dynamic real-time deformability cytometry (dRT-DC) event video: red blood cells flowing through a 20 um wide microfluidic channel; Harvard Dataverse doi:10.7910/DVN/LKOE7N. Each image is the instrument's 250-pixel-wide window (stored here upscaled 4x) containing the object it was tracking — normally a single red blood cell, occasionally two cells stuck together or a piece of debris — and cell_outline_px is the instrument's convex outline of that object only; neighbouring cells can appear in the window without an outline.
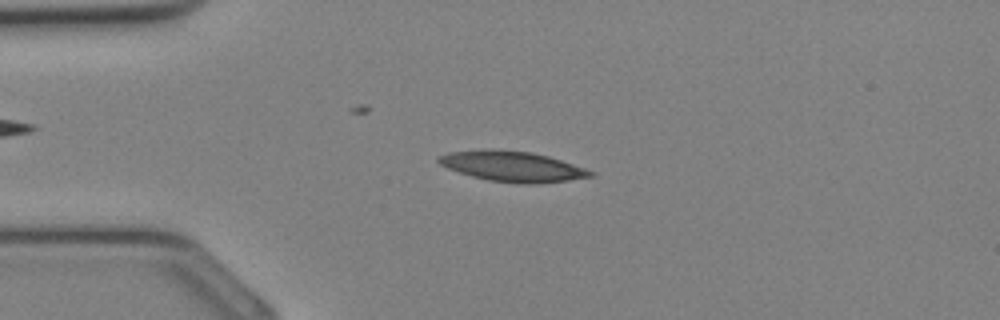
{"species": "Egyptian fruit bat (a non-hibernating species)", "species_latin": "Rousettus aegyptiacus", "temperature_condition": "cold", "stored_images_in_passage": 34, "camera_frame_rate_fps": 3000, "um_per_image_px": 0.085, "animal": {"sex": "female"}, "frame": {"image": 1, "passage_image": 8, "time_ms": 2.333, "image_size_px": [1000, 320], "cell_outline_px": [[596, 176], [568, 180], [536, 184], [524, 184], [488, 180], [472, 176], [448, 168], [440, 164], [436, 160], [436, 156], [448, 152], [488, 148], [492, 148], [532, 152], [548, 156], [596, 172]], "centroid_in_image_um": [43.53, 14.13], "position_along_channel_um": 41.5, "area_um2": 27.05}}
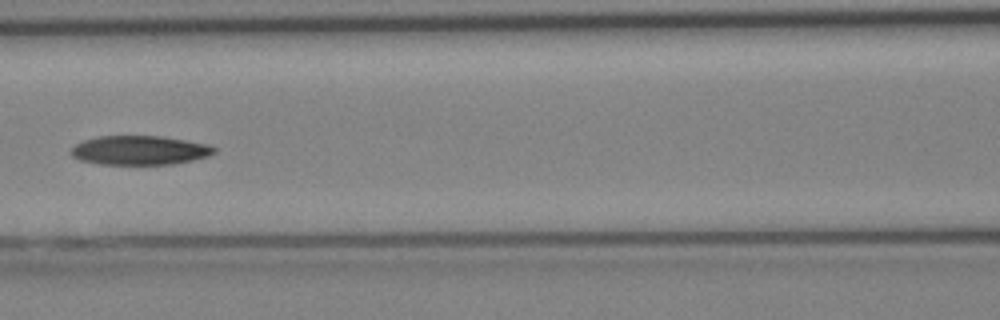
{"frame": {"image": 2, "passage_image": 15, "time_ms": 4.667, "image_size_px": [1000, 320], "cell_outline_px": [[216, 152], [208, 156], [192, 160], [172, 164], [100, 164], [80, 160], [72, 156], [72, 148], [76, 144], [84, 140], [100, 136], [160, 136], [208, 144], [216, 148]], "centroid_in_image_um": [11.88, 12.77], "position_along_channel_um": 154.7, "area_um2": 24.1}}
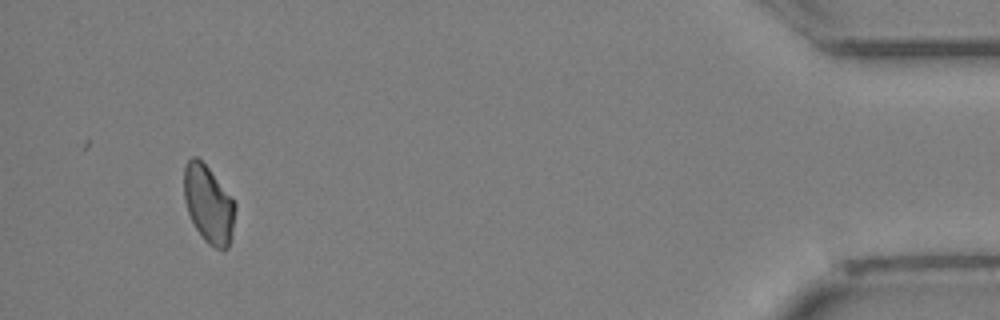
{"frame": {"image": 3, "passage_image": 32, "time_ms": 10.333, "image_size_px": [1000, 320], "cell_outline_px": [[236, 204], [232, 240], [228, 248], [216, 248], [208, 244], [204, 240], [196, 228], [188, 212], [184, 200], [184, 164], [192, 156], [196, 156], [208, 168]], "centroid_in_image_um": [17.72, 17.38], "position_along_channel_um": 417.5, "area_um2": 22.95}}